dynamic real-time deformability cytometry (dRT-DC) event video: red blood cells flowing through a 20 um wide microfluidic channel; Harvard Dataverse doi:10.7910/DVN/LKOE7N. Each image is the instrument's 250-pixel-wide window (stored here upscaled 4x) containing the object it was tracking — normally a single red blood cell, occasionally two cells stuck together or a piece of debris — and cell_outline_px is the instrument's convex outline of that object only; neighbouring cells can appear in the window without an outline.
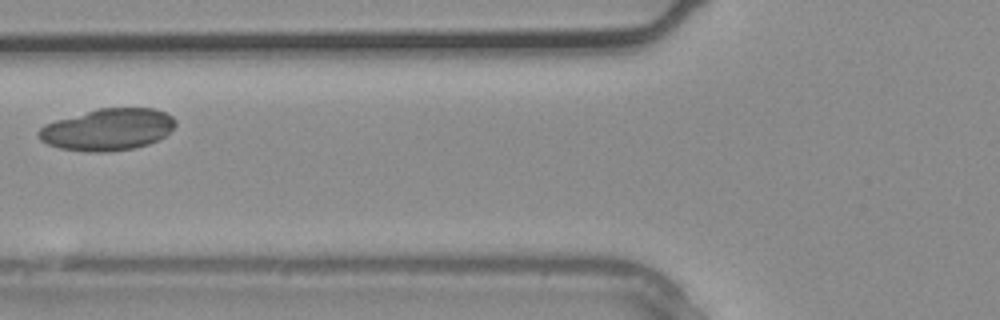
{"species": "common noctule bat (a hibernating species)", "species_latin": "Nyctalus noctula", "temperature_condition": "warm", "stored_images_in_passage": 2, "camera_frame_rate_fps": 3000, "um_per_image_px": 0.085, "animal": {"sex": "male", "body_mass_g": 20.4}, "frame": {"image": 1, "passage_image": 2, "time_ms": 0.333, "image_size_px": [1000, 320], "cell_outline_px": [[176, 124], [164, 136], [148, 144], [132, 148], [104, 152], [88, 152], [60, 148], [48, 144], [40, 140], [36, 132], [44, 124], [56, 120], [96, 108], [156, 108], [172, 116], [176, 120]], "centroid_in_image_um": [9.13, 11.0], "position_along_channel_um": 116.7, "area_um2": 33.29}}